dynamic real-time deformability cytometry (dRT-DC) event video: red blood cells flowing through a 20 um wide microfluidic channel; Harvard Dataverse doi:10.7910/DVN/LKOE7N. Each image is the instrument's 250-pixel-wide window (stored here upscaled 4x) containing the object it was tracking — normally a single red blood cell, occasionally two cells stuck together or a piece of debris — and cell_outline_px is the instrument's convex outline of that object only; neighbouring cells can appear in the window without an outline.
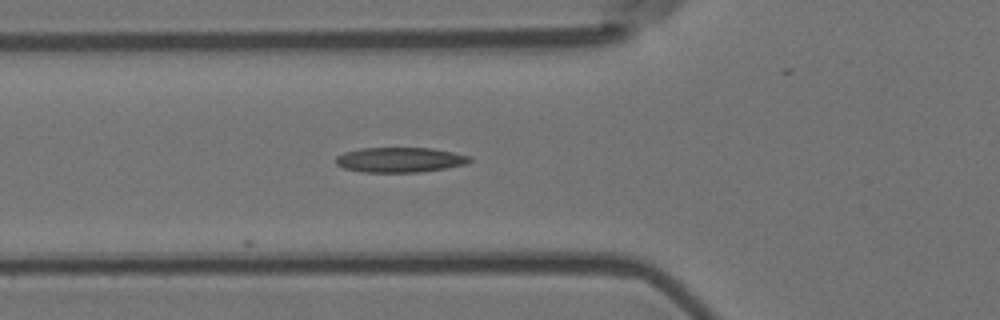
{"species": "Egyptian fruit bat (a non-hibernating species)", "species_latin": "Rousettus aegyptiacus", "temperature_condition": "room temperature", "stored_images_in_passage": 5, "camera_frame_rate_fps": 3000, "um_per_image_px": 0.085, "animal": {"sex": "female"}, "frame": {"image": 1, "passage_image": 5, "time_ms": 1.333, "image_size_px": [1000, 320], "cell_outline_px": [[472, 160], [468, 164], [420, 172], [360, 172], [344, 168], [336, 164], [336, 156], [344, 152], [360, 148], [432, 148], [472, 156]], "centroid_in_image_um": [34.0, 13.58], "position_along_channel_um": 91.8, "area_um2": 19.59}}